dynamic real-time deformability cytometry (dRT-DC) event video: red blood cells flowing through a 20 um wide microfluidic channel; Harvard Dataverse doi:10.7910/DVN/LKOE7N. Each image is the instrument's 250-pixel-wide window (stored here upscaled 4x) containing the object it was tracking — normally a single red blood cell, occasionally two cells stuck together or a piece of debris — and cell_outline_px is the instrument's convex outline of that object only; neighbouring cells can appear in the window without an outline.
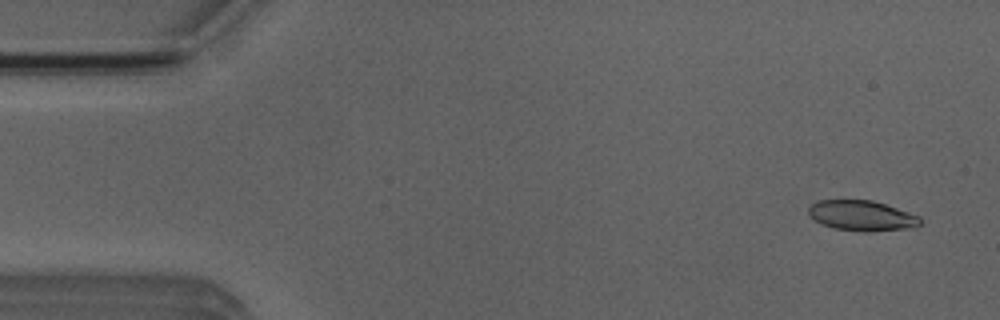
{"species": "Egyptian fruit bat (a non-hibernating species)", "species_latin": "Rousettus aegyptiacus", "temperature_condition": "room temperature", "stored_images_in_passage": 52, "camera_frame_rate_fps": 3000, "um_per_image_px": 0.085, "animal": {"sex": "male"}, "frame": {"image": 1, "passage_image": 3, "time_ms": 0.667, "image_size_px": [1000, 320], "cell_outline_px": [[920, 224], [916, 228], [868, 232], [864, 232], [836, 228], [820, 224], [808, 216], [808, 204], [816, 200], [872, 200], [920, 216]], "centroid_in_image_um": [73.21, 18.33], "position_along_channel_um": 11.8, "area_um2": 20.0}}
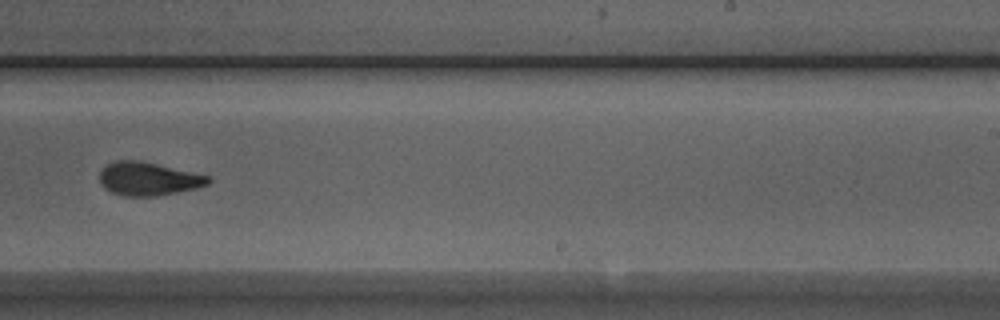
{"frame": {"image": 2, "passage_image": 32, "time_ms": 10.333, "image_size_px": [1000, 320], "cell_outline_px": [[212, 180], [208, 184], [196, 188], [156, 196], [124, 196], [112, 192], [100, 184], [100, 172], [108, 164], [116, 160], [140, 160], [212, 176]], "centroid_in_image_um": [12.64, 15.19], "position_along_channel_um": 276.4, "area_um2": 21.1}}
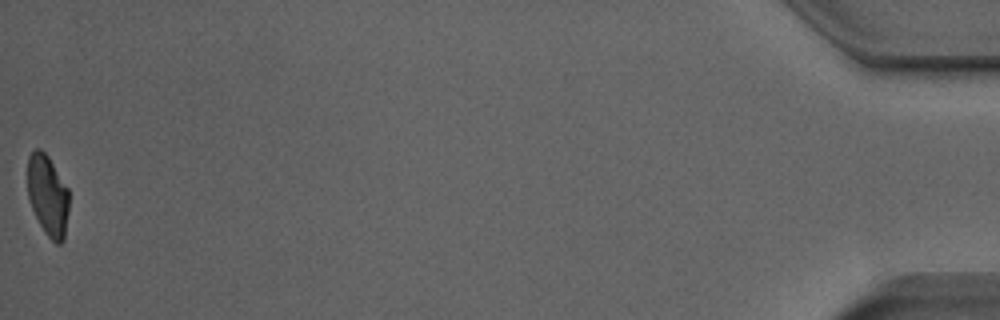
{"frame": {"image": 3, "passage_image": 52, "time_ms": 17.0, "image_size_px": [1000, 320], "cell_outline_px": [[68, 212], [64, 240], [60, 244], [56, 244], [44, 232], [28, 200], [28, 156], [36, 148], [40, 148], [48, 156], [68, 188]], "centroid_in_image_um": [4.06, 16.61], "position_along_channel_um": 431.1, "area_um2": 19.48}, "authors_computed_cell_mechanics": {"area_um2": 21.0681, "velocity_mm_per_s": 3.9219, "shape_relaxation_time_tau1_ms": 4.0889, "shape_relaxation_time_tau2_ms": 2.143, "deformation_change_tau1": 0.161, "deformation_change_tau2": 0.0901}}